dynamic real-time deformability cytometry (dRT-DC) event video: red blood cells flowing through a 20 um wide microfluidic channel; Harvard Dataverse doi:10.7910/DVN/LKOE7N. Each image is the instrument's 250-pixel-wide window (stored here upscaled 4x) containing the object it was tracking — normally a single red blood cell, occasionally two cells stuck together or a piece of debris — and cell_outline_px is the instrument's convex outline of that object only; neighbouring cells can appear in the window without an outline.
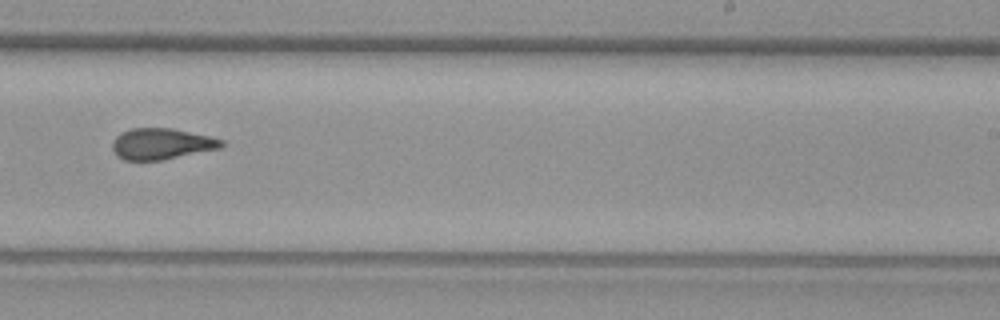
{"species": "common noctule bat (a hibernating species)", "species_latin": "Nyctalus noctula", "temperature_condition": "warm", "stored_images_in_passage": 38, "camera_frame_rate_fps": 3000, "um_per_image_px": 0.085, "animal": {"sex": "female", "body_mass_g": 29.2, "forearm_length_mm": 56.3}, "frame": {"image": 1, "passage_image": 17, "time_ms": 5.333, "image_size_px": [1000, 320], "cell_outline_px": [[224, 144], [220, 148], [160, 160], [124, 160], [116, 156], [112, 148], [112, 140], [116, 136], [132, 128], [172, 128], [212, 136], [224, 140]], "centroid_in_image_um": [13.73, 12.22], "position_along_channel_um": 275.3, "area_um2": 19.77}}